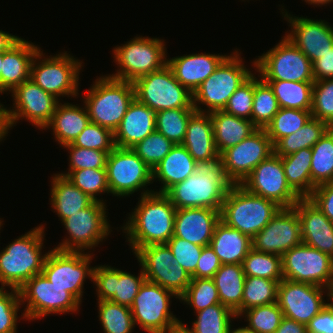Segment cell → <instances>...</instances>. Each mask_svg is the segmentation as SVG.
Wrapping results in <instances>:
<instances>
[{
  "mask_svg": "<svg viewBox=\"0 0 333 333\" xmlns=\"http://www.w3.org/2000/svg\"><path fill=\"white\" fill-rule=\"evenodd\" d=\"M293 208L299 215L302 243L333 258V223L309 198H301Z\"/></svg>",
  "mask_w": 333,
  "mask_h": 333,
  "instance_id": "cell-25",
  "label": "cell"
},
{
  "mask_svg": "<svg viewBox=\"0 0 333 333\" xmlns=\"http://www.w3.org/2000/svg\"><path fill=\"white\" fill-rule=\"evenodd\" d=\"M166 244L173 253L174 262L181 265L192 275L196 270L203 246L193 244L179 237H171Z\"/></svg>",
  "mask_w": 333,
  "mask_h": 333,
  "instance_id": "cell-57",
  "label": "cell"
},
{
  "mask_svg": "<svg viewBox=\"0 0 333 333\" xmlns=\"http://www.w3.org/2000/svg\"><path fill=\"white\" fill-rule=\"evenodd\" d=\"M312 117L310 110L280 108L265 128L272 144L300 130Z\"/></svg>",
  "mask_w": 333,
  "mask_h": 333,
  "instance_id": "cell-45",
  "label": "cell"
},
{
  "mask_svg": "<svg viewBox=\"0 0 333 333\" xmlns=\"http://www.w3.org/2000/svg\"><path fill=\"white\" fill-rule=\"evenodd\" d=\"M220 211L211 208L176 209L174 235L193 244L209 246Z\"/></svg>",
  "mask_w": 333,
  "mask_h": 333,
  "instance_id": "cell-26",
  "label": "cell"
},
{
  "mask_svg": "<svg viewBox=\"0 0 333 333\" xmlns=\"http://www.w3.org/2000/svg\"><path fill=\"white\" fill-rule=\"evenodd\" d=\"M274 333H307L306 325L295 320L283 317L279 327Z\"/></svg>",
  "mask_w": 333,
  "mask_h": 333,
  "instance_id": "cell-62",
  "label": "cell"
},
{
  "mask_svg": "<svg viewBox=\"0 0 333 333\" xmlns=\"http://www.w3.org/2000/svg\"><path fill=\"white\" fill-rule=\"evenodd\" d=\"M107 181L112 196L127 197L142 189L140 196L154 192L153 170L131 148L114 147L106 162Z\"/></svg>",
  "mask_w": 333,
  "mask_h": 333,
  "instance_id": "cell-12",
  "label": "cell"
},
{
  "mask_svg": "<svg viewBox=\"0 0 333 333\" xmlns=\"http://www.w3.org/2000/svg\"><path fill=\"white\" fill-rule=\"evenodd\" d=\"M137 206L121 227L133 254L151 244H166L174 235L175 206L164 193L138 198Z\"/></svg>",
  "mask_w": 333,
  "mask_h": 333,
  "instance_id": "cell-1",
  "label": "cell"
},
{
  "mask_svg": "<svg viewBox=\"0 0 333 333\" xmlns=\"http://www.w3.org/2000/svg\"><path fill=\"white\" fill-rule=\"evenodd\" d=\"M281 209L274 201L249 192L241 184H235L225 196L220 220L252 239Z\"/></svg>",
  "mask_w": 333,
  "mask_h": 333,
  "instance_id": "cell-5",
  "label": "cell"
},
{
  "mask_svg": "<svg viewBox=\"0 0 333 333\" xmlns=\"http://www.w3.org/2000/svg\"><path fill=\"white\" fill-rule=\"evenodd\" d=\"M331 297L333 298V287L331 289Z\"/></svg>",
  "mask_w": 333,
  "mask_h": 333,
  "instance_id": "cell-70",
  "label": "cell"
},
{
  "mask_svg": "<svg viewBox=\"0 0 333 333\" xmlns=\"http://www.w3.org/2000/svg\"><path fill=\"white\" fill-rule=\"evenodd\" d=\"M196 161L182 144H175L168 155L153 169V181L161 182L157 193H165L173 185L195 172Z\"/></svg>",
  "mask_w": 333,
  "mask_h": 333,
  "instance_id": "cell-32",
  "label": "cell"
},
{
  "mask_svg": "<svg viewBox=\"0 0 333 333\" xmlns=\"http://www.w3.org/2000/svg\"><path fill=\"white\" fill-rule=\"evenodd\" d=\"M40 47L30 41L18 38L3 51L2 69L0 75V94L10 92L30 79L31 63Z\"/></svg>",
  "mask_w": 333,
  "mask_h": 333,
  "instance_id": "cell-27",
  "label": "cell"
},
{
  "mask_svg": "<svg viewBox=\"0 0 333 333\" xmlns=\"http://www.w3.org/2000/svg\"><path fill=\"white\" fill-rule=\"evenodd\" d=\"M98 301V318L104 333H132L135 328L131 309L110 300Z\"/></svg>",
  "mask_w": 333,
  "mask_h": 333,
  "instance_id": "cell-44",
  "label": "cell"
},
{
  "mask_svg": "<svg viewBox=\"0 0 333 333\" xmlns=\"http://www.w3.org/2000/svg\"><path fill=\"white\" fill-rule=\"evenodd\" d=\"M210 116L215 145L219 154L239 144L258 129L251 120L239 118L224 110L213 111Z\"/></svg>",
  "mask_w": 333,
  "mask_h": 333,
  "instance_id": "cell-35",
  "label": "cell"
},
{
  "mask_svg": "<svg viewBox=\"0 0 333 333\" xmlns=\"http://www.w3.org/2000/svg\"><path fill=\"white\" fill-rule=\"evenodd\" d=\"M91 251L74 252L62 251L53 248L48 251L42 274L54 285L64 288L70 292L80 303H82L83 288L86 278L92 281L94 267Z\"/></svg>",
  "mask_w": 333,
  "mask_h": 333,
  "instance_id": "cell-16",
  "label": "cell"
},
{
  "mask_svg": "<svg viewBox=\"0 0 333 333\" xmlns=\"http://www.w3.org/2000/svg\"><path fill=\"white\" fill-rule=\"evenodd\" d=\"M303 1V0H302ZM306 3L314 6H321V5H327L333 2V0H304Z\"/></svg>",
  "mask_w": 333,
  "mask_h": 333,
  "instance_id": "cell-65",
  "label": "cell"
},
{
  "mask_svg": "<svg viewBox=\"0 0 333 333\" xmlns=\"http://www.w3.org/2000/svg\"><path fill=\"white\" fill-rule=\"evenodd\" d=\"M315 81L333 79V47L312 63Z\"/></svg>",
  "mask_w": 333,
  "mask_h": 333,
  "instance_id": "cell-61",
  "label": "cell"
},
{
  "mask_svg": "<svg viewBox=\"0 0 333 333\" xmlns=\"http://www.w3.org/2000/svg\"><path fill=\"white\" fill-rule=\"evenodd\" d=\"M195 313L196 320L192 322L191 329L188 328L191 333H229L233 319L238 318L234 311L221 303Z\"/></svg>",
  "mask_w": 333,
  "mask_h": 333,
  "instance_id": "cell-40",
  "label": "cell"
},
{
  "mask_svg": "<svg viewBox=\"0 0 333 333\" xmlns=\"http://www.w3.org/2000/svg\"><path fill=\"white\" fill-rule=\"evenodd\" d=\"M0 286V333H17L18 311L21 307L19 290Z\"/></svg>",
  "mask_w": 333,
  "mask_h": 333,
  "instance_id": "cell-54",
  "label": "cell"
},
{
  "mask_svg": "<svg viewBox=\"0 0 333 333\" xmlns=\"http://www.w3.org/2000/svg\"><path fill=\"white\" fill-rule=\"evenodd\" d=\"M174 297L180 299L172 291L145 280L130 307L135 326L148 333H167L181 324L170 311V299Z\"/></svg>",
  "mask_w": 333,
  "mask_h": 333,
  "instance_id": "cell-15",
  "label": "cell"
},
{
  "mask_svg": "<svg viewBox=\"0 0 333 333\" xmlns=\"http://www.w3.org/2000/svg\"><path fill=\"white\" fill-rule=\"evenodd\" d=\"M251 63L263 80L315 82L312 62L285 36Z\"/></svg>",
  "mask_w": 333,
  "mask_h": 333,
  "instance_id": "cell-9",
  "label": "cell"
},
{
  "mask_svg": "<svg viewBox=\"0 0 333 333\" xmlns=\"http://www.w3.org/2000/svg\"><path fill=\"white\" fill-rule=\"evenodd\" d=\"M245 315V316H243ZM245 317L248 322L244 328L252 333H274L283 318L277 302L256 306L243 311L238 318Z\"/></svg>",
  "mask_w": 333,
  "mask_h": 333,
  "instance_id": "cell-48",
  "label": "cell"
},
{
  "mask_svg": "<svg viewBox=\"0 0 333 333\" xmlns=\"http://www.w3.org/2000/svg\"><path fill=\"white\" fill-rule=\"evenodd\" d=\"M279 282L276 280L246 276L241 301V313L249 308L277 302Z\"/></svg>",
  "mask_w": 333,
  "mask_h": 333,
  "instance_id": "cell-47",
  "label": "cell"
},
{
  "mask_svg": "<svg viewBox=\"0 0 333 333\" xmlns=\"http://www.w3.org/2000/svg\"><path fill=\"white\" fill-rule=\"evenodd\" d=\"M19 36L9 34L0 30V52L5 51L10 45H12Z\"/></svg>",
  "mask_w": 333,
  "mask_h": 333,
  "instance_id": "cell-63",
  "label": "cell"
},
{
  "mask_svg": "<svg viewBox=\"0 0 333 333\" xmlns=\"http://www.w3.org/2000/svg\"><path fill=\"white\" fill-rule=\"evenodd\" d=\"M312 192L318 185L333 181V128L311 148Z\"/></svg>",
  "mask_w": 333,
  "mask_h": 333,
  "instance_id": "cell-41",
  "label": "cell"
},
{
  "mask_svg": "<svg viewBox=\"0 0 333 333\" xmlns=\"http://www.w3.org/2000/svg\"><path fill=\"white\" fill-rule=\"evenodd\" d=\"M135 98L155 112L174 108H194L193 93L182 86L166 64L158 71L133 82Z\"/></svg>",
  "mask_w": 333,
  "mask_h": 333,
  "instance_id": "cell-13",
  "label": "cell"
},
{
  "mask_svg": "<svg viewBox=\"0 0 333 333\" xmlns=\"http://www.w3.org/2000/svg\"><path fill=\"white\" fill-rule=\"evenodd\" d=\"M43 224L32 228L12 241L0 252L1 287L19 289L34 275L42 273L48 252L43 254L45 237Z\"/></svg>",
  "mask_w": 333,
  "mask_h": 333,
  "instance_id": "cell-3",
  "label": "cell"
},
{
  "mask_svg": "<svg viewBox=\"0 0 333 333\" xmlns=\"http://www.w3.org/2000/svg\"><path fill=\"white\" fill-rule=\"evenodd\" d=\"M78 104L58 103L51 121L44 127L53 131L54 139L63 147L71 144L90 123L88 111Z\"/></svg>",
  "mask_w": 333,
  "mask_h": 333,
  "instance_id": "cell-31",
  "label": "cell"
},
{
  "mask_svg": "<svg viewBox=\"0 0 333 333\" xmlns=\"http://www.w3.org/2000/svg\"><path fill=\"white\" fill-rule=\"evenodd\" d=\"M50 190V204L60 221L85 209L95 201L59 173L53 175Z\"/></svg>",
  "mask_w": 333,
  "mask_h": 333,
  "instance_id": "cell-34",
  "label": "cell"
},
{
  "mask_svg": "<svg viewBox=\"0 0 333 333\" xmlns=\"http://www.w3.org/2000/svg\"><path fill=\"white\" fill-rule=\"evenodd\" d=\"M84 97L82 100L90 122L114 133L135 98V90L133 82L102 75L93 82Z\"/></svg>",
  "mask_w": 333,
  "mask_h": 333,
  "instance_id": "cell-4",
  "label": "cell"
},
{
  "mask_svg": "<svg viewBox=\"0 0 333 333\" xmlns=\"http://www.w3.org/2000/svg\"><path fill=\"white\" fill-rule=\"evenodd\" d=\"M232 186L221 159H211L196 162L195 172L164 194L176 209L211 208L221 211L225 196Z\"/></svg>",
  "mask_w": 333,
  "mask_h": 333,
  "instance_id": "cell-2",
  "label": "cell"
},
{
  "mask_svg": "<svg viewBox=\"0 0 333 333\" xmlns=\"http://www.w3.org/2000/svg\"><path fill=\"white\" fill-rule=\"evenodd\" d=\"M106 202L94 201L90 206L71 214L61 223L69 236L64 238L55 249L62 251L84 252L92 250L111 233Z\"/></svg>",
  "mask_w": 333,
  "mask_h": 333,
  "instance_id": "cell-14",
  "label": "cell"
},
{
  "mask_svg": "<svg viewBox=\"0 0 333 333\" xmlns=\"http://www.w3.org/2000/svg\"><path fill=\"white\" fill-rule=\"evenodd\" d=\"M3 221H1V218H0V230H1V226H3Z\"/></svg>",
  "mask_w": 333,
  "mask_h": 333,
  "instance_id": "cell-69",
  "label": "cell"
},
{
  "mask_svg": "<svg viewBox=\"0 0 333 333\" xmlns=\"http://www.w3.org/2000/svg\"><path fill=\"white\" fill-rule=\"evenodd\" d=\"M167 333H191V332L184 323H181L170 329Z\"/></svg>",
  "mask_w": 333,
  "mask_h": 333,
  "instance_id": "cell-64",
  "label": "cell"
},
{
  "mask_svg": "<svg viewBox=\"0 0 333 333\" xmlns=\"http://www.w3.org/2000/svg\"><path fill=\"white\" fill-rule=\"evenodd\" d=\"M59 174L66 176L76 187L95 201H106L97 196L101 193H110L106 169H81Z\"/></svg>",
  "mask_w": 333,
  "mask_h": 333,
  "instance_id": "cell-49",
  "label": "cell"
},
{
  "mask_svg": "<svg viewBox=\"0 0 333 333\" xmlns=\"http://www.w3.org/2000/svg\"><path fill=\"white\" fill-rule=\"evenodd\" d=\"M283 278L322 286L333 287V258L304 243L282 255Z\"/></svg>",
  "mask_w": 333,
  "mask_h": 333,
  "instance_id": "cell-17",
  "label": "cell"
},
{
  "mask_svg": "<svg viewBox=\"0 0 333 333\" xmlns=\"http://www.w3.org/2000/svg\"><path fill=\"white\" fill-rule=\"evenodd\" d=\"M308 198L333 223V181L316 186Z\"/></svg>",
  "mask_w": 333,
  "mask_h": 333,
  "instance_id": "cell-59",
  "label": "cell"
},
{
  "mask_svg": "<svg viewBox=\"0 0 333 333\" xmlns=\"http://www.w3.org/2000/svg\"><path fill=\"white\" fill-rule=\"evenodd\" d=\"M72 144L109 154L115 147L114 133L106 127L90 122Z\"/></svg>",
  "mask_w": 333,
  "mask_h": 333,
  "instance_id": "cell-53",
  "label": "cell"
},
{
  "mask_svg": "<svg viewBox=\"0 0 333 333\" xmlns=\"http://www.w3.org/2000/svg\"><path fill=\"white\" fill-rule=\"evenodd\" d=\"M311 115L333 128V79L313 83Z\"/></svg>",
  "mask_w": 333,
  "mask_h": 333,
  "instance_id": "cell-52",
  "label": "cell"
},
{
  "mask_svg": "<svg viewBox=\"0 0 333 333\" xmlns=\"http://www.w3.org/2000/svg\"><path fill=\"white\" fill-rule=\"evenodd\" d=\"M274 153V145L265 129H257L239 144L220 154L227 178L242 184L253 169Z\"/></svg>",
  "mask_w": 333,
  "mask_h": 333,
  "instance_id": "cell-20",
  "label": "cell"
},
{
  "mask_svg": "<svg viewBox=\"0 0 333 333\" xmlns=\"http://www.w3.org/2000/svg\"><path fill=\"white\" fill-rule=\"evenodd\" d=\"M280 106L268 82L254 75V97L251 121L258 129H265Z\"/></svg>",
  "mask_w": 333,
  "mask_h": 333,
  "instance_id": "cell-42",
  "label": "cell"
},
{
  "mask_svg": "<svg viewBox=\"0 0 333 333\" xmlns=\"http://www.w3.org/2000/svg\"><path fill=\"white\" fill-rule=\"evenodd\" d=\"M273 89L280 108L311 110L314 82L264 80Z\"/></svg>",
  "mask_w": 333,
  "mask_h": 333,
  "instance_id": "cell-39",
  "label": "cell"
},
{
  "mask_svg": "<svg viewBox=\"0 0 333 333\" xmlns=\"http://www.w3.org/2000/svg\"><path fill=\"white\" fill-rule=\"evenodd\" d=\"M174 145L171 140L155 130L131 149L153 170Z\"/></svg>",
  "mask_w": 333,
  "mask_h": 333,
  "instance_id": "cell-51",
  "label": "cell"
},
{
  "mask_svg": "<svg viewBox=\"0 0 333 333\" xmlns=\"http://www.w3.org/2000/svg\"><path fill=\"white\" fill-rule=\"evenodd\" d=\"M245 278L240 264H222L213 276L220 303L234 311L237 317L241 314Z\"/></svg>",
  "mask_w": 333,
  "mask_h": 333,
  "instance_id": "cell-36",
  "label": "cell"
},
{
  "mask_svg": "<svg viewBox=\"0 0 333 333\" xmlns=\"http://www.w3.org/2000/svg\"><path fill=\"white\" fill-rule=\"evenodd\" d=\"M155 130L156 112L134 98L114 131V144L120 148H132Z\"/></svg>",
  "mask_w": 333,
  "mask_h": 333,
  "instance_id": "cell-29",
  "label": "cell"
},
{
  "mask_svg": "<svg viewBox=\"0 0 333 333\" xmlns=\"http://www.w3.org/2000/svg\"><path fill=\"white\" fill-rule=\"evenodd\" d=\"M182 145L196 162L220 159L215 145L210 113L196 111L190 117Z\"/></svg>",
  "mask_w": 333,
  "mask_h": 333,
  "instance_id": "cell-30",
  "label": "cell"
},
{
  "mask_svg": "<svg viewBox=\"0 0 333 333\" xmlns=\"http://www.w3.org/2000/svg\"><path fill=\"white\" fill-rule=\"evenodd\" d=\"M2 104L0 103V142L4 140L6 137L4 128H3V123H2V112H1Z\"/></svg>",
  "mask_w": 333,
  "mask_h": 333,
  "instance_id": "cell-66",
  "label": "cell"
},
{
  "mask_svg": "<svg viewBox=\"0 0 333 333\" xmlns=\"http://www.w3.org/2000/svg\"><path fill=\"white\" fill-rule=\"evenodd\" d=\"M241 185L249 192L274 201L282 208H293L301 199L289 186L282 159L275 152L257 165Z\"/></svg>",
  "mask_w": 333,
  "mask_h": 333,
  "instance_id": "cell-19",
  "label": "cell"
},
{
  "mask_svg": "<svg viewBox=\"0 0 333 333\" xmlns=\"http://www.w3.org/2000/svg\"><path fill=\"white\" fill-rule=\"evenodd\" d=\"M163 39L136 36L113 49L118 70L111 78L134 82L141 76L158 71L167 64V48Z\"/></svg>",
  "mask_w": 333,
  "mask_h": 333,
  "instance_id": "cell-7",
  "label": "cell"
},
{
  "mask_svg": "<svg viewBox=\"0 0 333 333\" xmlns=\"http://www.w3.org/2000/svg\"><path fill=\"white\" fill-rule=\"evenodd\" d=\"M145 279L172 291L179 298L185 293L191 275L178 263L167 244H151L140 248L136 253Z\"/></svg>",
  "mask_w": 333,
  "mask_h": 333,
  "instance_id": "cell-18",
  "label": "cell"
},
{
  "mask_svg": "<svg viewBox=\"0 0 333 333\" xmlns=\"http://www.w3.org/2000/svg\"><path fill=\"white\" fill-rule=\"evenodd\" d=\"M44 55L39 49L34 56L30 79L59 101L61 96L76 98L79 95V75L83 62L76 60L67 51L53 56L44 57Z\"/></svg>",
  "mask_w": 333,
  "mask_h": 333,
  "instance_id": "cell-8",
  "label": "cell"
},
{
  "mask_svg": "<svg viewBox=\"0 0 333 333\" xmlns=\"http://www.w3.org/2000/svg\"><path fill=\"white\" fill-rule=\"evenodd\" d=\"M252 248L282 256L302 243L299 215L294 208H282L252 239Z\"/></svg>",
  "mask_w": 333,
  "mask_h": 333,
  "instance_id": "cell-22",
  "label": "cell"
},
{
  "mask_svg": "<svg viewBox=\"0 0 333 333\" xmlns=\"http://www.w3.org/2000/svg\"><path fill=\"white\" fill-rule=\"evenodd\" d=\"M254 97V74L231 95L224 111L239 118L251 120Z\"/></svg>",
  "mask_w": 333,
  "mask_h": 333,
  "instance_id": "cell-56",
  "label": "cell"
},
{
  "mask_svg": "<svg viewBox=\"0 0 333 333\" xmlns=\"http://www.w3.org/2000/svg\"><path fill=\"white\" fill-rule=\"evenodd\" d=\"M327 300L330 303L306 325L307 333H333V298Z\"/></svg>",
  "mask_w": 333,
  "mask_h": 333,
  "instance_id": "cell-60",
  "label": "cell"
},
{
  "mask_svg": "<svg viewBox=\"0 0 333 333\" xmlns=\"http://www.w3.org/2000/svg\"><path fill=\"white\" fill-rule=\"evenodd\" d=\"M240 54L234 50L193 92V106L197 112L224 110L231 95L253 74L251 68L244 65ZM200 103L207 109H202Z\"/></svg>",
  "mask_w": 333,
  "mask_h": 333,
  "instance_id": "cell-6",
  "label": "cell"
},
{
  "mask_svg": "<svg viewBox=\"0 0 333 333\" xmlns=\"http://www.w3.org/2000/svg\"><path fill=\"white\" fill-rule=\"evenodd\" d=\"M21 304L27 305L22 313L23 320H37L50 314H75L80 309V302L64 288L50 282L42 273L34 275L19 289Z\"/></svg>",
  "mask_w": 333,
  "mask_h": 333,
  "instance_id": "cell-11",
  "label": "cell"
},
{
  "mask_svg": "<svg viewBox=\"0 0 333 333\" xmlns=\"http://www.w3.org/2000/svg\"><path fill=\"white\" fill-rule=\"evenodd\" d=\"M2 61H3V51L0 52V75H1V69H2Z\"/></svg>",
  "mask_w": 333,
  "mask_h": 333,
  "instance_id": "cell-68",
  "label": "cell"
},
{
  "mask_svg": "<svg viewBox=\"0 0 333 333\" xmlns=\"http://www.w3.org/2000/svg\"><path fill=\"white\" fill-rule=\"evenodd\" d=\"M69 152V169H106L108 153L95 149L74 146L72 143L63 146Z\"/></svg>",
  "mask_w": 333,
  "mask_h": 333,
  "instance_id": "cell-55",
  "label": "cell"
},
{
  "mask_svg": "<svg viewBox=\"0 0 333 333\" xmlns=\"http://www.w3.org/2000/svg\"><path fill=\"white\" fill-rule=\"evenodd\" d=\"M13 107L7 109L2 105V123L5 135L20 119H27L38 129L51 121L57 104L60 102L53 95L44 91L32 79H28L10 92ZM13 126V127H12Z\"/></svg>",
  "mask_w": 333,
  "mask_h": 333,
  "instance_id": "cell-10",
  "label": "cell"
},
{
  "mask_svg": "<svg viewBox=\"0 0 333 333\" xmlns=\"http://www.w3.org/2000/svg\"><path fill=\"white\" fill-rule=\"evenodd\" d=\"M145 280L142 267L138 276H135V274L110 265L95 266L92 278V282L97 287L98 299L96 300H110L128 307H131L140 286Z\"/></svg>",
  "mask_w": 333,
  "mask_h": 333,
  "instance_id": "cell-24",
  "label": "cell"
},
{
  "mask_svg": "<svg viewBox=\"0 0 333 333\" xmlns=\"http://www.w3.org/2000/svg\"><path fill=\"white\" fill-rule=\"evenodd\" d=\"M281 159L289 186L301 198H308L312 193V149L304 148L287 156H281Z\"/></svg>",
  "mask_w": 333,
  "mask_h": 333,
  "instance_id": "cell-37",
  "label": "cell"
},
{
  "mask_svg": "<svg viewBox=\"0 0 333 333\" xmlns=\"http://www.w3.org/2000/svg\"><path fill=\"white\" fill-rule=\"evenodd\" d=\"M228 55L193 53L167 60L179 83L193 93Z\"/></svg>",
  "mask_w": 333,
  "mask_h": 333,
  "instance_id": "cell-28",
  "label": "cell"
},
{
  "mask_svg": "<svg viewBox=\"0 0 333 333\" xmlns=\"http://www.w3.org/2000/svg\"><path fill=\"white\" fill-rule=\"evenodd\" d=\"M195 112V108H174L156 112V131L174 144H182L188 121Z\"/></svg>",
  "mask_w": 333,
  "mask_h": 333,
  "instance_id": "cell-43",
  "label": "cell"
},
{
  "mask_svg": "<svg viewBox=\"0 0 333 333\" xmlns=\"http://www.w3.org/2000/svg\"><path fill=\"white\" fill-rule=\"evenodd\" d=\"M221 265L222 264L212 247L210 245L205 246L202 249L201 256L196 265V270L191 275V278H213Z\"/></svg>",
  "mask_w": 333,
  "mask_h": 333,
  "instance_id": "cell-58",
  "label": "cell"
},
{
  "mask_svg": "<svg viewBox=\"0 0 333 333\" xmlns=\"http://www.w3.org/2000/svg\"><path fill=\"white\" fill-rule=\"evenodd\" d=\"M324 294H327L329 299L331 290L283 278L278 285L277 303L283 312V317L307 325L328 304Z\"/></svg>",
  "mask_w": 333,
  "mask_h": 333,
  "instance_id": "cell-21",
  "label": "cell"
},
{
  "mask_svg": "<svg viewBox=\"0 0 333 333\" xmlns=\"http://www.w3.org/2000/svg\"><path fill=\"white\" fill-rule=\"evenodd\" d=\"M194 309V313L220 303L213 278H191L185 293L179 299Z\"/></svg>",
  "mask_w": 333,
  "mask_h": 333,
  "instance_id": "cell-50",
  "label": "cell"
},
{
  "mask_svg": "<svg viewBox=\"0 0 333 333\" xmlns=\"http://www.w3.org/2000/svg\"><path fill=\"white\" fill-rule=\"evenodd\" d=\"M229 333H252V332H250V331H248V330H246L245 328H244V326H242V327H238V328H231L230 329V332Z\"/></svg>",
  "mask_w": 333,
  "mask_h": 333,
  "instance_id": "cell-67",
  "label": "cell"
},
{
  "mask_svg": "<svg viewBox=\"0 0 333 333\" xmlns=\"http://www.w3.org/2000/svg\"><path fill=\"white\" fill-rule=\"evenodd\" d=\"M283 9L282 16L291 27V31L285 33V37L297 46L312 63L329 52L333 47V27L329 25V22L293 16Z\"/></svg>",
  "mask_w": 333,
  "mask_h": 333,
  "instance_id": "cell-23",
  "label": "cell"
},
{
  "mask_svg": "<svg viewBox=\"0 0 333 333\" xmlns=\"http://www.w3.org/2000/svg\"><path fill=\"white\" fill-rule=\"evenodd\" d=\"M245 276L276 280L283 279L282 256L250 249L242 262Z\"/></svg>",
  "mask_w": 333,
  "mask_h": 333,
  "instance_id": "cell-46",
  "label": "cell"
},
{
  "mask_svg": "<svg viewBox=\"0 0 333 333\" xmlns=\"http://www.w3.org/2000/svg\"><path fill=\"white\" fill-rule=\"evenodd\" d=\"M330 128L326 122L311 117L300 130L280 139L274 145V152L281 157L312 148Z\"/></svg>",
  "mask_w": 333,
  "mask_h": 333,
  "instance_id": "cell-38",
  "label": "cell"
},
{
  "mask_svg": "<svg viewBox=\"0 0 333 333\" xmlns=\"http://www.w3.org/2000/svg\"><path fill=\"white\" fill-rule=\"evenodd\" d=\"M210 246L221 264H240L252 248L251 238L239 230L219 221L214 229Z\"/></svg>",
  "mask_w": 333,
  "mask_h": 333,
  "instance_id": "cell-33",
  "label": "cell"
}]
</instances>
